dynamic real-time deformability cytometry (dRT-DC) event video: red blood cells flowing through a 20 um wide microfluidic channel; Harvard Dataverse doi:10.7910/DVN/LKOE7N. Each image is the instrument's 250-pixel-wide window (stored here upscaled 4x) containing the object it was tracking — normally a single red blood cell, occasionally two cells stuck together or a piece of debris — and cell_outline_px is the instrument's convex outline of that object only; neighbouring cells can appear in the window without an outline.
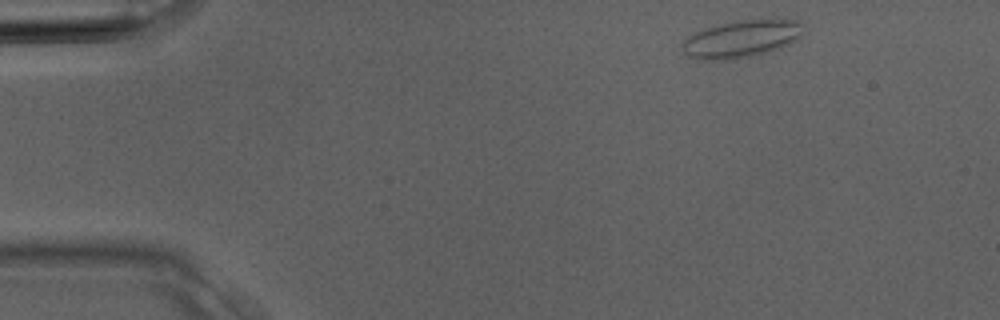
{"species": "Egyptian fruit bat (a non-hibernating species)", "species_latin": "Rousettus aegyptiacus", "temperature_condition": "room temperature", "stored_images_in_passage": 3, "camera_frame_rate_fps": 3000, "um_per_image_px": 0.085, "animal": {"sex": "male"}, "frame": {"image": 1, "passage_image": 1, "time_ms": 0.0, "image_size_px": [1000, 320], "cell_outline_px": [[804, 24], [800, 36], [796, 40], [780, 48], [768, 52], [732, 60], [700, 60], [688, 56], [684, 52], [680, 44], [688, 36], [696, 32], [716, 24], [736, 20], [796, 20]], "centroid_in_image_um": [62.98, 3.32], "position_along_channel_um": 22.0, "area_um2": 26.36}}